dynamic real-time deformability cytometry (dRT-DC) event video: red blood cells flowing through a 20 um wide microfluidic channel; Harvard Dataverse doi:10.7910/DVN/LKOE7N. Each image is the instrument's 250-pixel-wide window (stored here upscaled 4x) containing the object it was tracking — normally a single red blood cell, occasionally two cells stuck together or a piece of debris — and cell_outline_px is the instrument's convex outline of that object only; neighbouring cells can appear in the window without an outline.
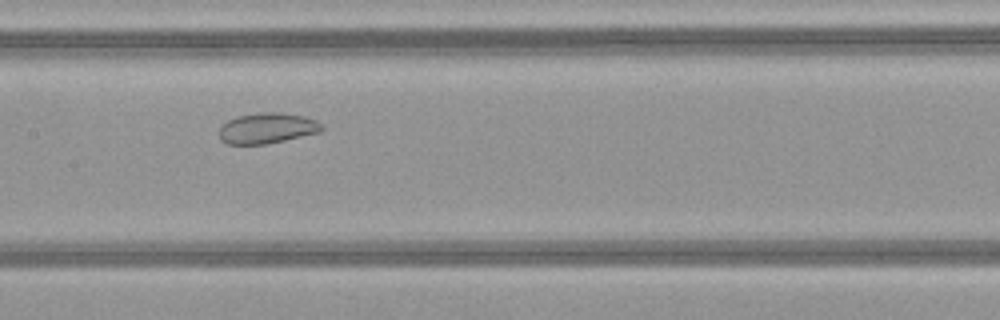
{"species": "common noctule bat (a hibernating species)", "species_latin": "Nyctalus noctula", "temperature_condition": "warm", "stored_images_in_passage": 45, "camera_frame_rate_fps": 3000, "um_per_image_px": 0.085, "animal": {"sex": "female", "body_mass_g": 21.9}, "frame": {"image": 1, "passage_image": 20, "time_ms": 6.333, "image_size_px": [1000, 320], "cell_outline_px": [[324, 128], [320, 132], [284, 140], [264, 144], [228, 144], [220, 140], [220, 128], [228, 120], [240, 116], [260, 112], [280, 112], [304, 116], [316, 120]], "centroid_in_image_um": [22.72, 10.89], "position_along_channel_um": 184.7, "area_um2": 18.09}}
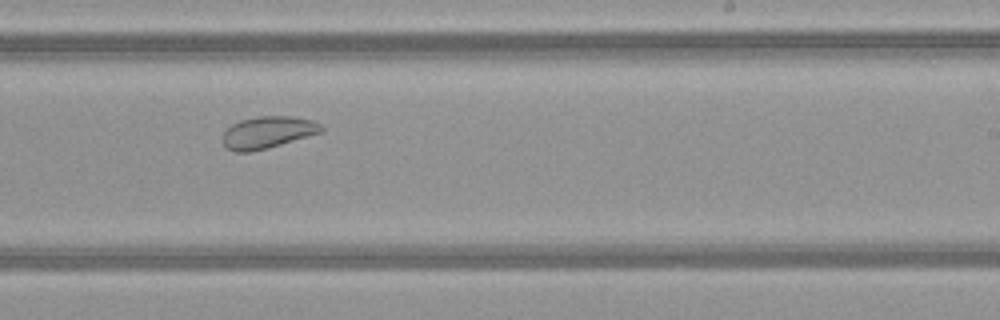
{"frame": {"image": 2, "passage_image": 26, "time_ms": 8.333, "image_size_px": [1000, 320], "cell_outline_px": [[324, 128], [320, 132], [268, 148], [248, 152], [236, 152], [228, 148], [224, 144], [224, 132], [232, 124], [240, 120], [260, 116], [292, 116], [312, 120], [320, 124]], "centroid_in_image_um": [22.75, 11.24], "position_along_channel_um": 266.2, "area_um2": 18.03}}
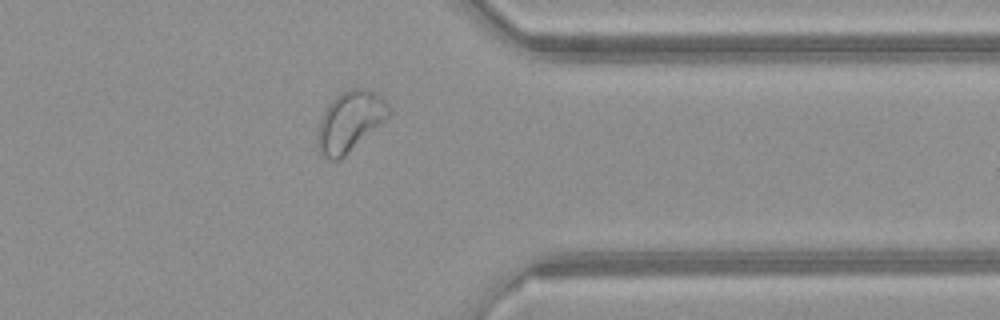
{"frame": {"image": 3, "passage_image": 35, "time_ms": 11.333, "image_size_px": [1000, 320], "cell_outline_px": [[392, 112], [384, 120], [340, 160], [328, 160], [320, 152], [316, 144], [316, 140], [320, 120], [328, 104], [340, 92], [352, 88], [364, 88], [380, 96], [388, 104]], "centroid_in_image_um": [29.71, 10.32], "position_along_channel_um": 381.7, "area_um2": 24.68}, "authors_computed_cell_mechanics": {"area_um2": 24.6806, "velocity_mm_per_s": 4.1035, "shape_relaxation_time_tau1_ms": null, "shape_relaxation_time_tau2_ms": 3.3407, "deformation_change_tau1": null, "deformation_change_tau2": 0.1011}}